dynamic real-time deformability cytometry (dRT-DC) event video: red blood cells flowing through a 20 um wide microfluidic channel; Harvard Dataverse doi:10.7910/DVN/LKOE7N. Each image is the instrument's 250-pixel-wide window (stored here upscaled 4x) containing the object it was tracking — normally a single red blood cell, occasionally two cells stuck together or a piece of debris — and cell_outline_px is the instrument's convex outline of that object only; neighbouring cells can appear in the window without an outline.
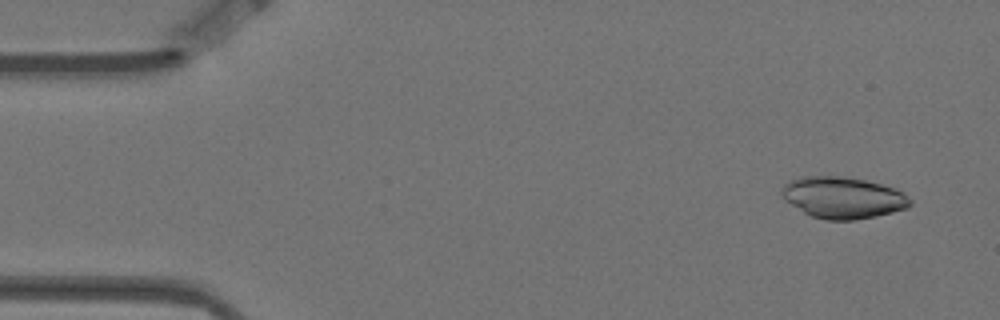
{"species": "Egyptian fruit bat (a non-hibernating species)", "species_latin": "Rousettus aegyptiacus", "temperature_condition": "warm", "stored_images_in_passage": 15, "camera_frame_rate_fps": 3000, "um_per_image_px": 0.085, "animal": {"sex": "female"}, "frame": {"image": 1, "passage_image": 2, "time_ms": 0.333, "image_size_px": [1000, 320], "cell_outline_px": [[912, 204], [908, 208], [876, 216], [852, 220], [824, 220], [812, 216], [804, 212], [784, 200], [780, 192], [784, 184], [800, 176], [840, 176], [864, 180], [896, 188], [912, 200]], "centroid_in_image_um": [71.64, 16.8], "position_along_channel_um": 13.4, "area_um2": 31.04}}
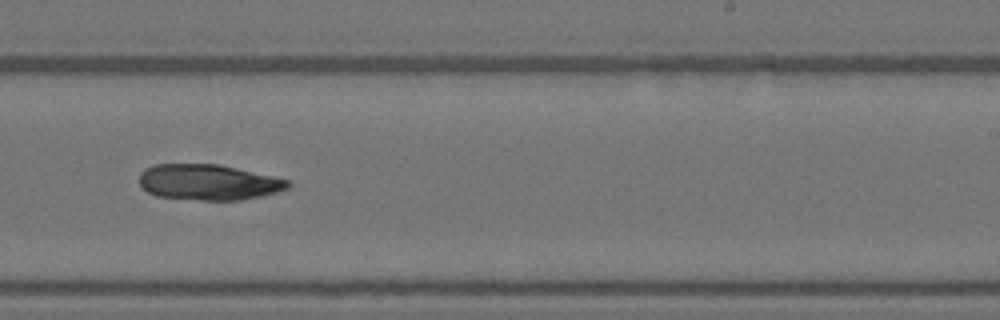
{"frame": {"image": 2, "passage_image": 10, "time_ms": 3.0, "image_size_px": [1000, 320], "cell_outline_px": [[292, 184], [288, 188], [276, 192], [260, 196], [240, 200], [200, 200], [156, 196], [148, 192], [140, 184], [140, 172], [144, 168], [152, 164], [216, 164], [236, 168], [292, 180]], "centroid_in_image_um": [17.72, 15.48], "position_along_channel_um": 271.3, "area_um2": 30.98}}
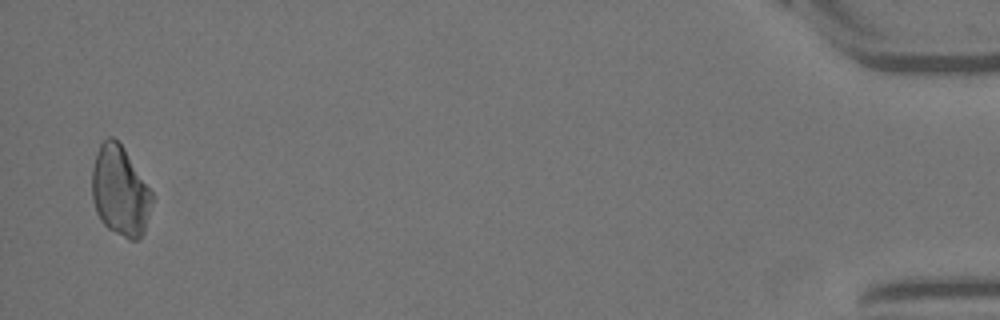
{"frame": {"image": 3, "passage_image": 15, "time_ms": 4.667, "image_size_px": [1000, 320], "cell_outline_px": [[152, 204], [144, 232], [136, 240], [128, 240], [108, 228], [100, 220], [96, 212], [92, 200], [92, 168], [96, 152], [100, 144], [108, 136], [112, 136], [124, 148], [152, 192]], "centroid_in_image_um": [10.19, 16.25], "position_along_channel_um": 425.0, "area_um2": 31.44}}